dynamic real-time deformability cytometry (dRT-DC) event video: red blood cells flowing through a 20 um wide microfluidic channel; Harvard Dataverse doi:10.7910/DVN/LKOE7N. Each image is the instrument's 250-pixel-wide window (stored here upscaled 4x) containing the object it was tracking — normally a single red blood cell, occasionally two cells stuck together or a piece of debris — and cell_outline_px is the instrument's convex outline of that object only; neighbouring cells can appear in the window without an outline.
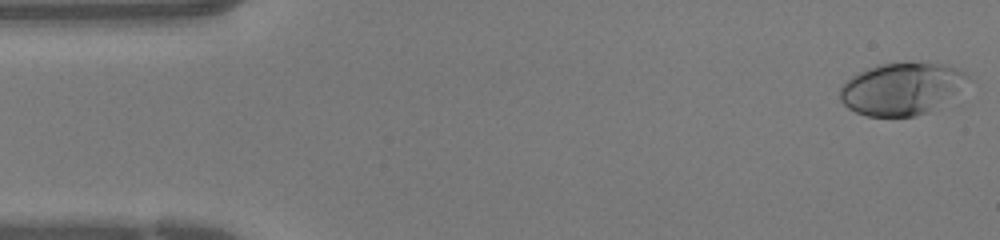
{"species": "human", "species_latin": "Homo sapiens", "temperature_condition": "warm", "stored_images_in_passage": 44, "camera_frame_rate_fps": 3000, "um_per_image_px": 0.085, "donor": {"sex": "female"}, "frame": {"image": 1, "passage_image": 1, "time_ms": 0.0, "image_size_px": [1000, 240], "cell_outline_px": [[968, 76], [948, 96], [928, 112], [916, 116], [868, 116], [856, 112], [848, 108], [840, 100], [840, 88], [856, 72], [880, 64], [928, 60], [944, 64], [956, 68], [964, 72]], "centroid_in_image_um": [76.53, 7.5], "position_along_channel_um": 8.5, "area_um2": 38.21}}
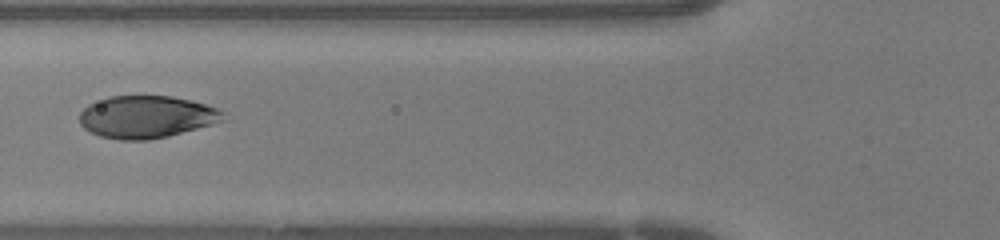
{"frame": {"image": 2, "passage_image": 16, "time_ms": 5.0, "image_size_px": [1000, 240], "cell_outline_px": [[228, 120], [168, 136], [148, 140], [120, 140], [100, 136], [84, 128], [80, 124], [80, 112], [88, 104], [108, 96], [172, 96], [192, 100], [208, 104], [224, 112]], "centroid_in_image_um": [12.49, 9.93], "position_along_channel_um": 113.3, "area_um2": 35.72}}
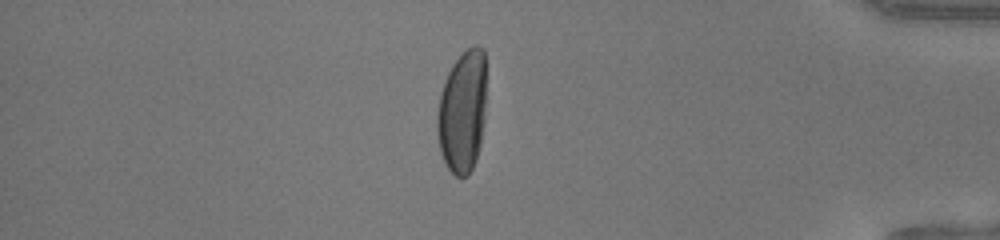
{"frame": {"image": 3, "passage_image": 37, "time_ms": 12.0, "image_size_px": [1000, 240], "cell_outline_px": [[484, 120], [480, 144], [476, 160], [468, 176], [456, 176], [444, 164], [440, 152], [436, 128], [436, 120], [440, 92], [448, 72], [452, 64], [472, 44], [476, 44], [484, 48]], "centroid_in_image_um": [39.28, 9.5], "position_along_channel_um": 395.9, "area_um2": 35.03}}